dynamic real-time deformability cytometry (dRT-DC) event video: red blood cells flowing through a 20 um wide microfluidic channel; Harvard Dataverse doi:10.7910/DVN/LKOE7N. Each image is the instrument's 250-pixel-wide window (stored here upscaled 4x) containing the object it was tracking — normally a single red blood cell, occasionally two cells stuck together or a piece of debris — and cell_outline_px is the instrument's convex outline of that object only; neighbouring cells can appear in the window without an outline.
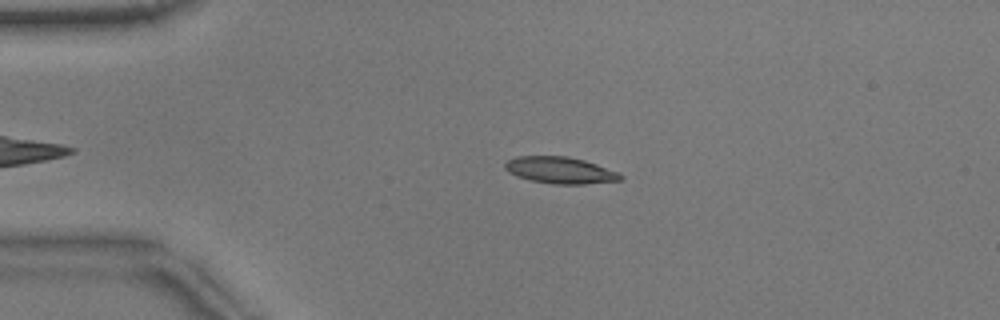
{"species": "common noctule bat (a hibernating species)", "species_latin": "Nyctalus noctula", "temperature_condition": "warm", "stored_images_in_passage": 8, "camera_frame_rate_fps": 3000, "um_per_image_px": 0.085, "animal": {"sex": "male", "body_mass_g": 17.9}, "frame": {"image": 1, "passage_image": 4, "time_ms": 1.0, "image_size_px": [1000, 320], "cell_outline_px": [[624, 176], [620, 180], [584, 184], [552, 184], [532, 180], [516, 176], [508, 172], [504, 168], [504, 164], [508, 160], [516, 156], [568, 156], [584, 160], [620, 172]], "centroid_in_image_um": [47.61, 14.46], "position_along_channel_um": 37.4, "area_um2": 17.98}}